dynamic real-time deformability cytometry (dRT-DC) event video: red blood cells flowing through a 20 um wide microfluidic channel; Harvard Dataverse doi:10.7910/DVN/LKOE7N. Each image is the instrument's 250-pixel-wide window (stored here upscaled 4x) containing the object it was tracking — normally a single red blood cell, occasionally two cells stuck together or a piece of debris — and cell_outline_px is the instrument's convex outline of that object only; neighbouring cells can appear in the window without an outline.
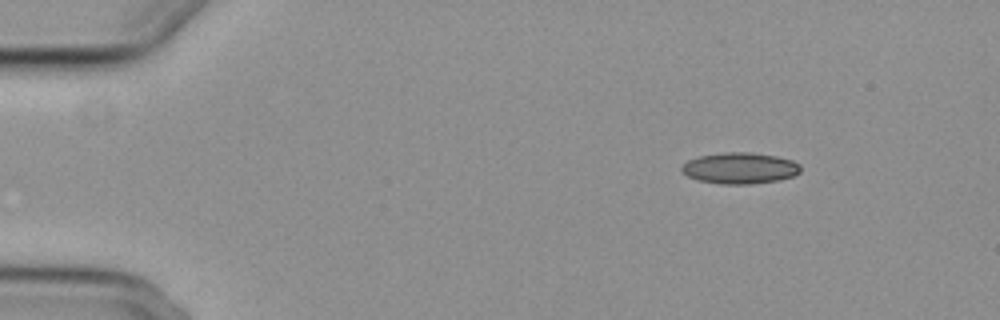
{"species": "common noctule bat (a hibernating species)", "species_latin": "Nyctalus noctula", "temperature_condition": "cold", "stored_images_in_passage": 8, "camera_frame_rate_fps": 3000, "um_per_image_px": 0.085, "animal": {"sex": "female", "body_mass_g": 29.2, "forearm_length_mm": 56.3}, "frame": {"image": 1, "passage_image": 2, "time_ms": 2.0, "image_size_px": [1000, 320], "cell_outline_px": [[800, 172], [792, 176], [780, 180], [752, 184], [720, 184], [696, 180], [680, 172], [680, 164], [688, 160], [700, 156], [724, 152], [752, 152], [776, 156], [792, 160], [800, 164]], "centroid_in_image_um": [62.85, 14.29], "position_along_channel_um": 22.1, "area_um2": 21.91}}
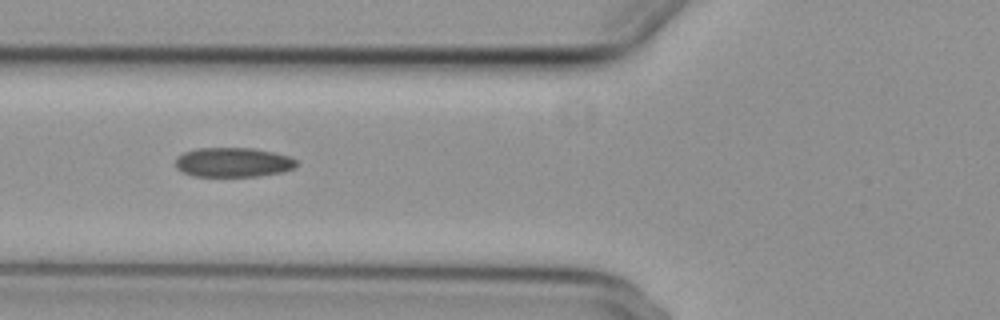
{"frame": {"image": 2, "passage_image": 6, "time_ms": 6.667, "image_size_px": [1000, 320], "cell_outline_px": [[296, 168], [284, 172], [256, 176], [192, 176], [176, 168], [176, 156], [184, 152], [196, 148], [256, 148], [288, 156], [296, 160]], "centroid_in_image_um": [19.81, 13.79], "position_along_channel_um": 106.0, "area_um2": 20.87}}
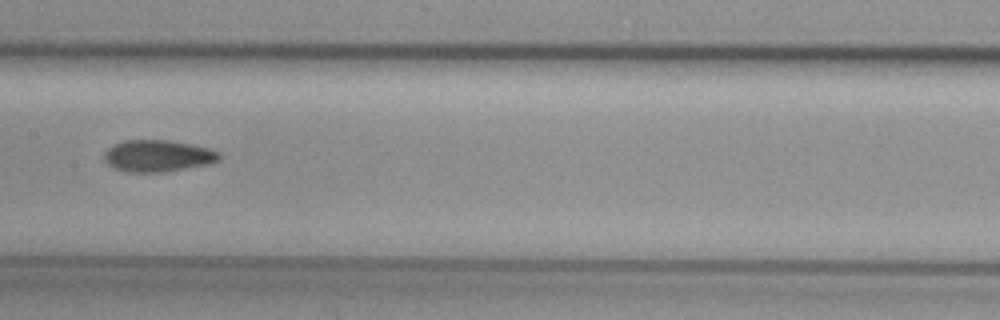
{"frame": {"image": 3, "passage_image": 8, "time_ms": 9.0, "image_size_px": [1000, 320], "cell_outline_px": [[220, 160], [212, 164], [164, 172], [128, 172], [112, 168], [104, 160], [104, 152], [112, 144], [124, 140], [168, 140], [192, 144], [208, 148], [220, 152]], "centroid_in_image_um": [13.42, 13.25], "position_along_channel_um": 194.0, "area_um2": 21.62}}